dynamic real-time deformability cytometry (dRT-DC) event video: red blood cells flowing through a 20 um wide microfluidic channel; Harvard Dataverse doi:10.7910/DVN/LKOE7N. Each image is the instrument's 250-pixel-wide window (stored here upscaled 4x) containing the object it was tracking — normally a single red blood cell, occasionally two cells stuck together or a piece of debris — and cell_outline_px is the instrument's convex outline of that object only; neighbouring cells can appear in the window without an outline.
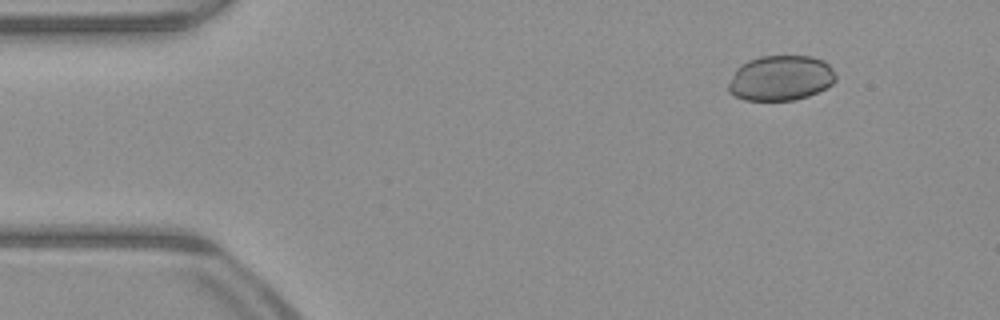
{"species": "common noctule bat (a hibernating species)", "species_latin": "Nyctalus noctula", "temperature_condition": "warm", "stored_images_in_passage": 46, "camera_frame_rate_fps": 3000, "um_per_image_px": 0.085, "animal": {"sex": "male", "body_mass_g": 23.1, "forearm_length_mm": 52.7}, "frame": {"image": 1, "passage_image": 1, "time_ms": 0.0, "image_size_px": [1000, 320], "cell_outline_px": [[836, 80], [832, 84], [808, 96], [796, 100], [744, 100], [728, 92], [728, 84], [736, 68], [740, 64], [748, 60], [760, 56], [812, 56], [824, 60], [832, 68], [836, 76]], "centroid_in_image_um": [66.35, 6.63], "position_along_channel_um": 18.7, "area_um2": 28.38}}
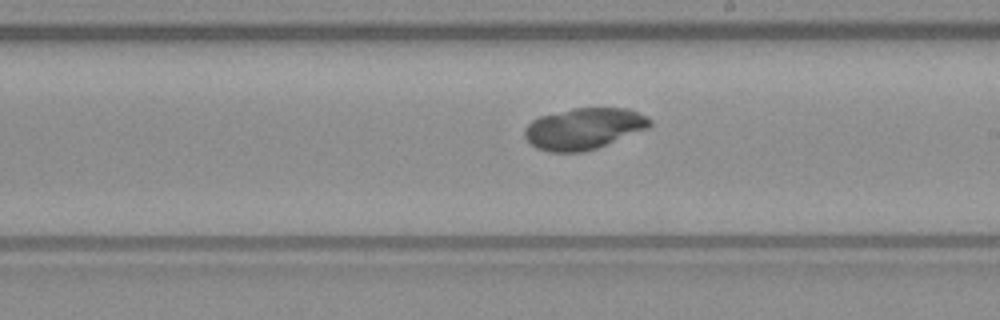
{"frame": {"image": 2, "passage_image": 24, "time_ms": 7.667, "image_size_px": [1000, 320], "cell_outline_px": [[652, 124], [648, 128], [596, 148], [584, 152], [548, 152], [536, 148], [524, 136], [524, 128], [532, 120], [540, 116], [572, 108], [628, 108], [648, 116], [652, 120]], "centroid_in_image_um": [49.62, 10.93], "position_along_channel_um": 239.4, "area_um2": 30.17}}
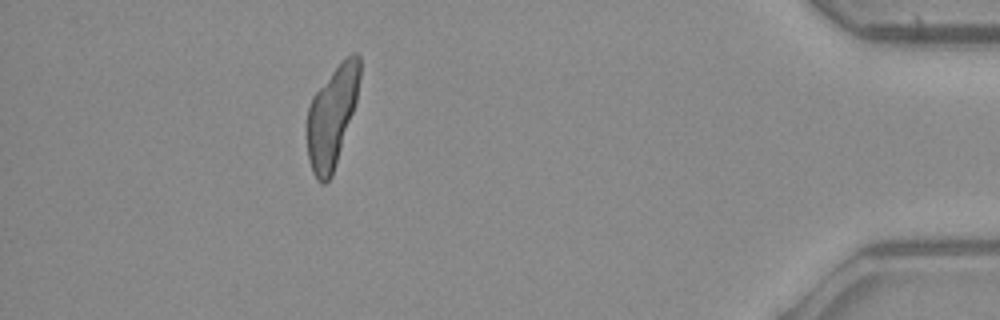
{"frame": {"image": 3, "passage_image": 41, "time_ms": 13.333, "image_size_px": [1000, 320], "cell_outline_px": [[360, 76], [356, 100], [332, 176], [324, 184], [320, 184], [316, 180], [312, 172], [308, 156], [308, 108], [312, 96], [332, 72], [352, 52], [356, 52], [360, 56]], "centroid_in_image_um": [28.21, 9.92], "position_along_channel_um": 407.0, "area_um2": 30.17}}